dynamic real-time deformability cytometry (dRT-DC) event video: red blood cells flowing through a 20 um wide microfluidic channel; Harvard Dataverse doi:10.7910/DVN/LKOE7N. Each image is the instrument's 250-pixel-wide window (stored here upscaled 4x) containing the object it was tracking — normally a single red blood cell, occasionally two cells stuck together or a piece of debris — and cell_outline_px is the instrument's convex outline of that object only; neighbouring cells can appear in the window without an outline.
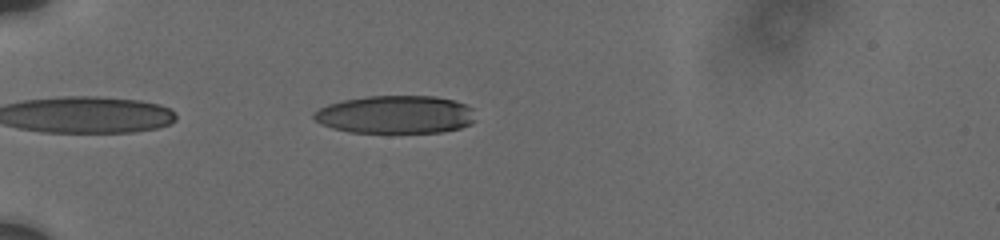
{"species": "human", "species_latin": "Homo sapiens", "temperature_condition": "cold", "stored_images_in_passage": 8, "camera_frame_rate_fps": 3000, "um_per_image_px": 0.085, "donor": {"sex": "male"}, "frame": {"image": 1, "passage_image": 3, "time_ms": 0.333, "image_size_px": [1000, 240], "cell_outline_px": [[476, 120], [472, 124], [460, 128], [440, 132], [348, 132], [332, 128], [320, 124], [312, 116], [312, 112], [328, 104], [344, 100], [364, 96], [436, 96], [452, 100], [464, 104], [472, 108]], "centroid_in_image_um": [33.61, 9.73], "position_along_channel_um": 51.4, "area_um2": 35.89}}